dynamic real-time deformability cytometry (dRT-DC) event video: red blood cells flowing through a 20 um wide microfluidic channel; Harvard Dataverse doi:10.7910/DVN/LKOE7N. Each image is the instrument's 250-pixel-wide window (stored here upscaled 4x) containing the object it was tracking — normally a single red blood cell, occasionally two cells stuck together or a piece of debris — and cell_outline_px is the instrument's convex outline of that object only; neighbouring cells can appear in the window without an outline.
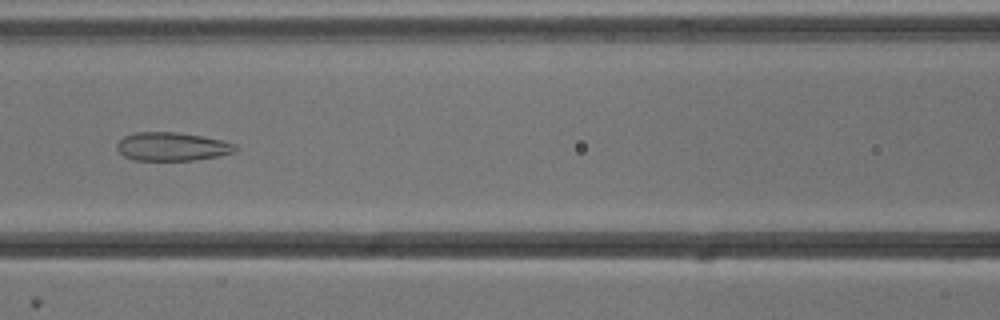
{"species": "common noctule bat (a hibernating species)", "species_latin": "Nyctalus noctula", "temperature_condition": "cold", "stored_images_in_passage": 53, "camera_frame_rate_fps": 3000, "um_per_image_px": 0.085, "animal": {"sex": "male", "body_mass_g": 13.3}, "frame": {"image": 1, "passage_image": 22, "time_ms": 7.0, "image_size_px": [1000, 320], "cell_outline_px": [[236, 152], [220, 156], [196, 160], [136, 160], [124, 156], [116, 148], [116, 144], [124, 136], [136, 132], [176, 132], [200, 136], [220, 140], [236, 144]], "centroid_in_image_um": [14.63, 12.46], "position_along_channel_um": 152.0, "area_um2": 19.59}}
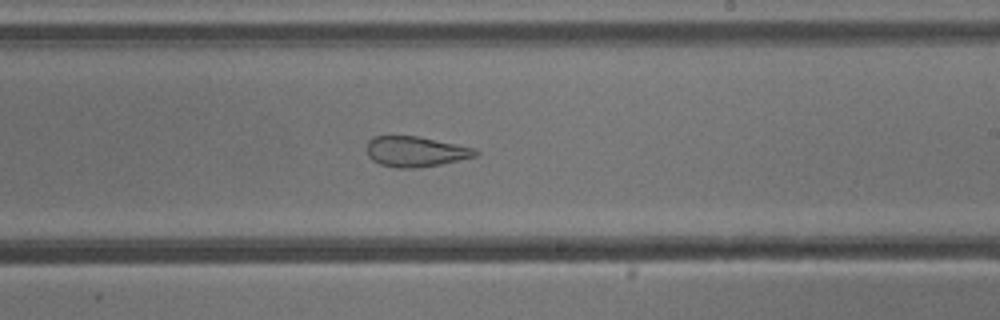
{"frame": {"image": 2, "passage_image": 30, "time_ms": 9.667, "image_size_px": [1000, 320], "cell_outline_px": [[480, 152], [476, 156], [440, 164], [416, 168], [396, 168], [380, 164], [372, 160], [368, 156], [368, 140], [372, 136], [416, 136], [476, 148]], "centroid_in_image_um": [35.32, 12.88], "position_along_channel_um": 253.7, "area_um2": 19.13}}
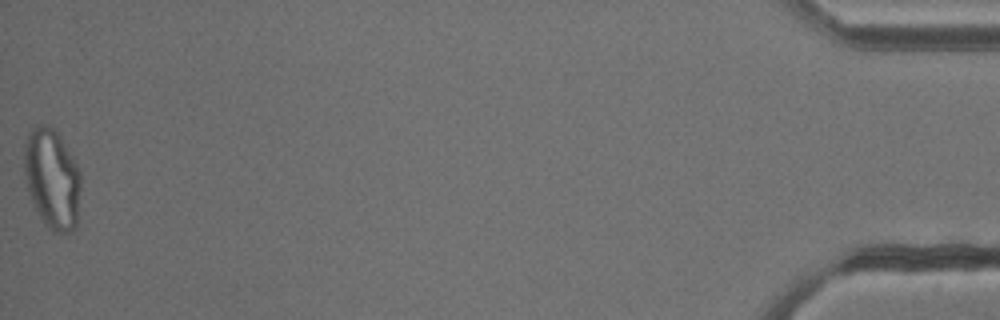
{"frame": {"image": 3, "passage_image": 52, "time_ms": 17.0, "image_size_px": [1000, 320], "cell_outline_px": [[80, 188], [76, 224], [72, 232], [52, 232], [44, 224], [32, 204], [28, 192], [24, 172], [24, 144], [28, 132], [36, 124], [48, 124], [56, 128], [80, 168]], "centroid_in_image_um": [4.41, 15.15], "position_along_channel_um": 430.8, "area_um2": 33.7}}